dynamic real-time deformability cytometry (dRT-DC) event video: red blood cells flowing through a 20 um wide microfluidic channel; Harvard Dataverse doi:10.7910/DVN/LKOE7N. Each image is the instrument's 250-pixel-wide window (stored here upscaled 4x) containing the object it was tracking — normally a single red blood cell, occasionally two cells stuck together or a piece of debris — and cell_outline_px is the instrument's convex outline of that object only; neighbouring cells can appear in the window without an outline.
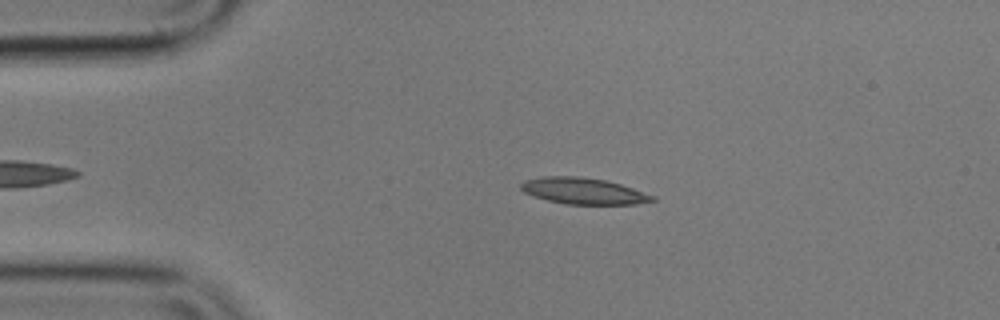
{"species": "common noctule bat (a hibernating species)", "species_latin": "Nyctalus noctula", "temperature_condition": "cold", "stored_images_in_passage": 46, "camera_frame_rate_fps": 3000, "um_per_image_px": 0.085, "animal": {"sex": "male", "body_mass_g": 17.9}, "frame": {"image": 1, "passage_image": 8, "time_ms": 2.333, "image_size_px": [1000, 320], "cell_outline_px": [[656, 200], [636, 204], [564, 204], [532, 196], [524, 192], [520, 188], [520, 184], [524, 180], [544, 176], [580, 176], [604, 180], [620, 184], [656, 196]], "centroid_in_image_um": [49.57, 16.23], "position_along_channel_um": 35.4, "area_um2": 20.17}}
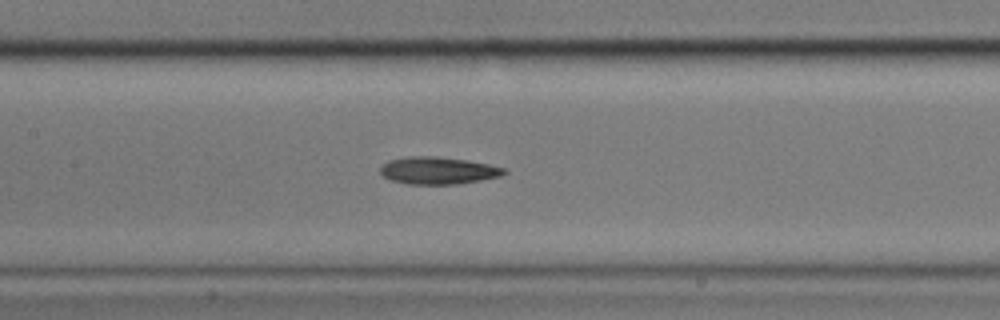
{"frame": {"image": 2, "passage_image": 22, "time_ms": 7.0, "image_size_px": [1000, 320], "cell_outline_px": [[508, 172], [500, 176], [480, 180], [456, 184], [408, 184], [392, 180], [384, 176], [380, 172], [380, 164], [388, 160], [408, 156], [436, 156], [468, 160], [488, 164], [504, 168]], "centroid_in_image_um": [37.2, 14.48], "position_along_channel_um": 170.2, "area_um2": 19.71}}
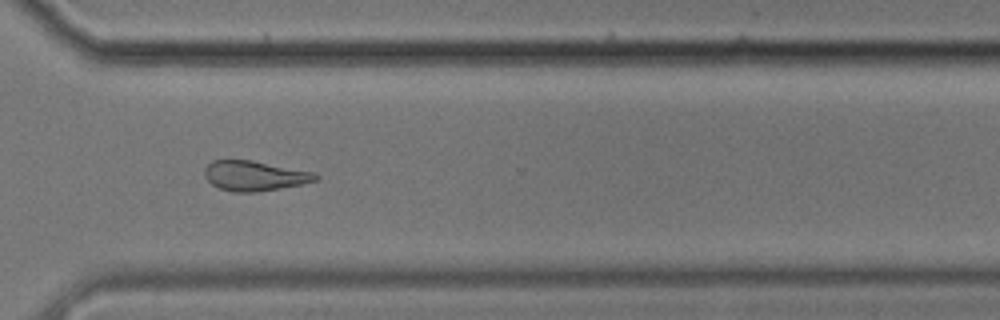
{"frame": {"image": 3, "passage_image": 37, "time_ms": 12.0, "image_size_px": [1000, 320], "cell_outline_px": [[320, 180], [304, 184], [256, 192], [232, 192], [220, 188], [212, 184], [204, 176], [204, 168], [212, 160], [252, 160], [316, 172], [320, 176]], "centroid_in_image_um": [21.69, 14.94], "position_along_channel_um": 348.9, "area_um2": 19.65}, "authors_computed_cell_mechanics": {"area_um2": 19.8254, "velocity_mm_per_s": 3.5865, "shape_relaxation_time_tau1_ms": 6.7013, "shape_relaxation_time_tau2_ms": 5.8899, "deformation_change_tau1": 0.1421, "deformation_change_tau2": 0.1609}}